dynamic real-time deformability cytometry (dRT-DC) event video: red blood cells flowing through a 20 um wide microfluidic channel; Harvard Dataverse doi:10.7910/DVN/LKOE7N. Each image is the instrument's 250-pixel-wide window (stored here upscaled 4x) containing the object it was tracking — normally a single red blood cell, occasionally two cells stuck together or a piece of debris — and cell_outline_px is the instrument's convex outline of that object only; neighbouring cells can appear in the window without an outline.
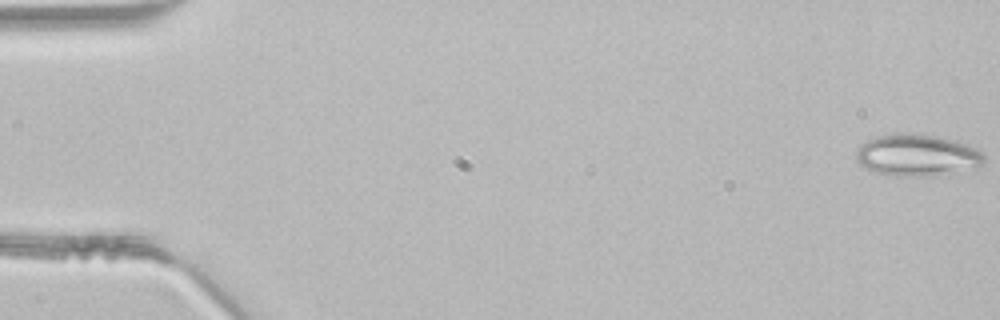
{"species": "common noctule bat (a hibernating species)", "species_latin": "Nyctalus noctula", "temperature_condition": "room temperature", "stored_images_in_passage": 14, "camera_frame_rate_fps": 3000, "um_per_image_px": 0.085, "animal": {"sex": "male", "body_mass_g": 21.5, "forearm_length_mm": 52.0}, "frame": {"image": 1, "passage_image": 1, "time_ms": 0.0, "image_size_px": [1000, 320], "cell_outline_px": [[984, 164], [924, 176], [912, 176], [876, 172], [860, 164], [856, 160], [856, 148], [860, 144], [876, 136], [904, 132], [936, 136], [956, 140], [980, 148], [984, 152]], "centroid_in_image_um": [77.93, 13.14], "position_along_channel_um": 7.1, "area_um2": 30.58}}